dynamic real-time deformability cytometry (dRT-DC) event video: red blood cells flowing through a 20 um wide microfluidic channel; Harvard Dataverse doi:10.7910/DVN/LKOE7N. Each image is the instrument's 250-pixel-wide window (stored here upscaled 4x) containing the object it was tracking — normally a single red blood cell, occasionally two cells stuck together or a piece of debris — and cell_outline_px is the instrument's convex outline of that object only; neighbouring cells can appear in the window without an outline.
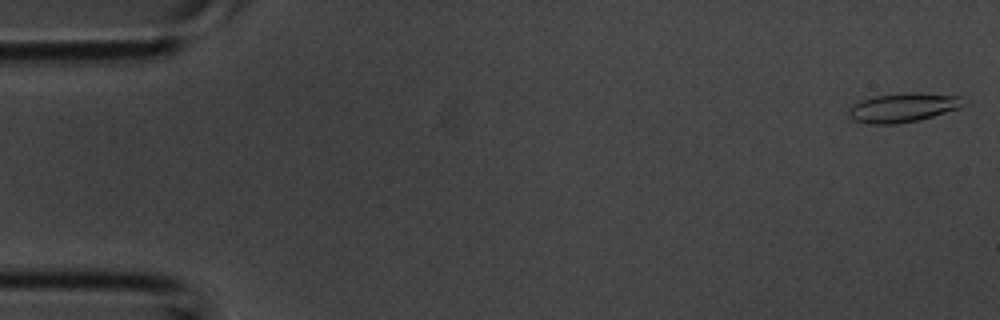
{"species": "common noctule bat (a hibernating species)", "species_latin": "Nyctalus noctula", "temperature_condition": "room temperature", "stored_images_in_passage": 5, "camera_frame_rate_fps": 3000, "um_per_image_px": 0.085, "animal": {"sex": "male", "body_mass_g": 20.1, "forearm_length_mm": 53.5}, "frame": {"image": 1, "passage_image": 1, "time_ms": 0.0, "image_size_px": [1000, 320], "cell_outline_px": [[964, 104], [960, 108], [920, 120], [896, 124], [872, 124], [852, 120], [848, 116], [848, 108], [852, 104], [860, 100], [872, 96], [904, 92], [920, 92], [960, 96]], "centroid_in_image_um": [76.71, 9.13], "position_along_channel_um": 8.3, "area_um2": 19.83}}
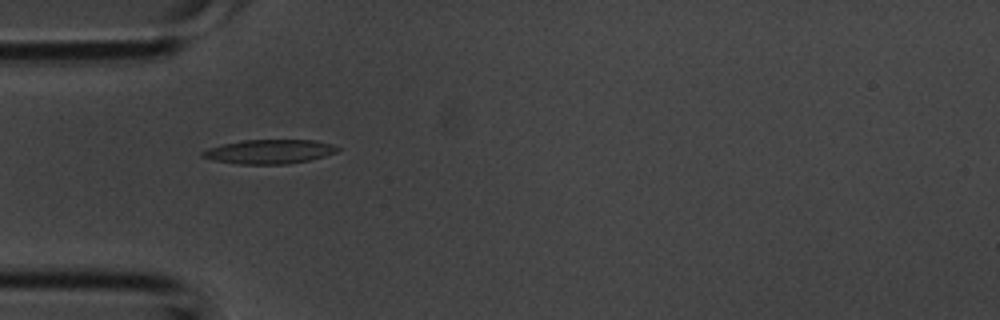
{"frame": {"image": 2, "passage_image": 4, "time_ms": 1.0, "image_size_px": [1000, 320], "cell_outline_px": [[340, 148], [336, 152], [324, 156], [308, 160], [288, 164], [236, 164], [212, 160], [200, 156], [200, 152], [208, 148], [224, 144], [244, 140], [316, 140], [332, 144]], "centroid_in_image_um": [22.87, 12.89], "position_along_channel_um": 62.1, "area_um2": 19.02}}
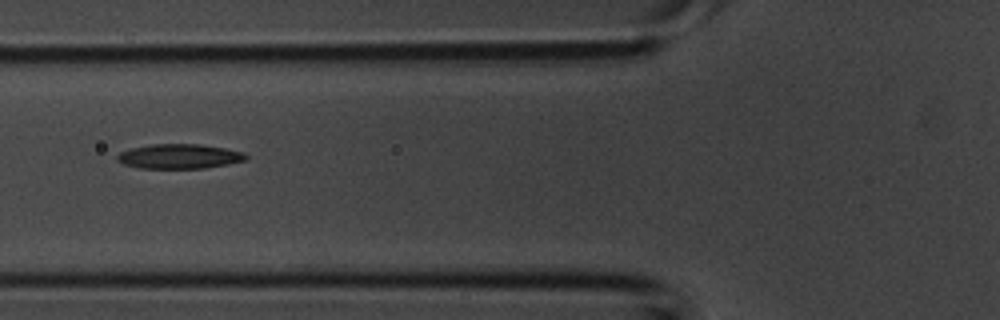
{"frame": {"image": 3, "passage_image": 5, "time_ms": 1.333, "image_size_px": [1000, 320], "cell_outline_px": [[248, 160], [228, 164], [204, 168], [140, 168], [124, 164], [116, 160], [116, 156], [120, 152], [132, 148], [152, 144], [200, 144], [224, 148], [244, 152], [248, 156]], "centroid_in_image_um": [15.26, 13.29], "position_along_channel_um": 110.5, "area_um2": 18.5}}